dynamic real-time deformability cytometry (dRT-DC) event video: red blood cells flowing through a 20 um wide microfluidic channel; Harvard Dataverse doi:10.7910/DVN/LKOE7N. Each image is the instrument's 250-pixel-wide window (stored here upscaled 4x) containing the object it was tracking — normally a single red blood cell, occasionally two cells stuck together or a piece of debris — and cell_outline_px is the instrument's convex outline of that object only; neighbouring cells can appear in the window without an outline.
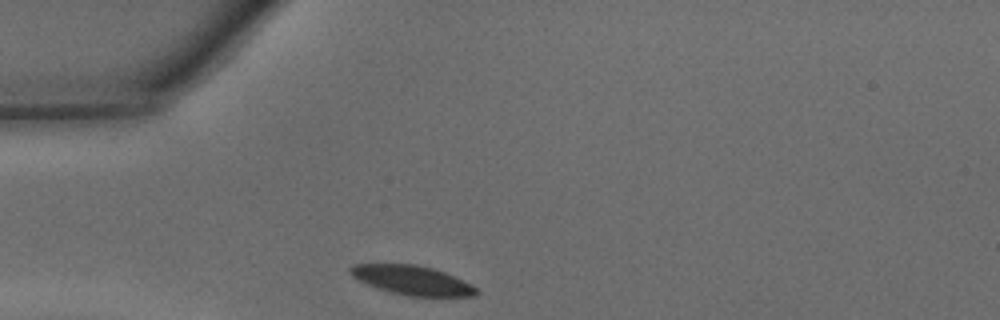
{"species": "common noctule bat (a hibernating species)", "species_latin": "Nyctalus noctula", "temperature_condition": "warm", "stored_images_in_passage": 25, "camera_frame_rate_fps": 3000, "um_per_image_px": 0.085, "animal": {"sex": "male", "body_mass_g": 15.6}, "frame": {"image": 1, "passage_image": 1, "time_ms": 0.0, "image_size_px": [1000, 320], "cell_outline_px": [[480, 292], [476, 296], [408, 296], [376, 288], [352, 276], [348, 272], [348, 268], [356, 264], [416, 264], [432, 268], [444, 272], [464, 280], [472, 284]], "centroid_in_image_um": [35.05, 23.82], "position_along_channel_um": 49.9, "area_um2": 21.44}}
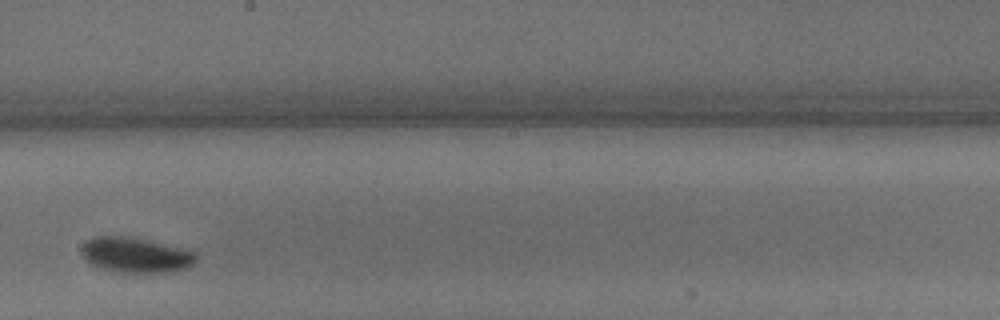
{"frame": {"image": 2, "passage_image": 15, "time_ms": 4.667, "image_size_px": [1000, 320], "cell_outline_px": [[200, 256], [188, 268], [168, 272], [120, 272], [104, 268], [92, 264], [80, 252], [80, 248], [88, 240], [96, 236], [120, 236], [144, 240], [184, 248], [196, 252]], "centroid_in_image_um": [11.59, 21.68], "position_along_channel_um": 236.6, "area_um2": 23.12}}
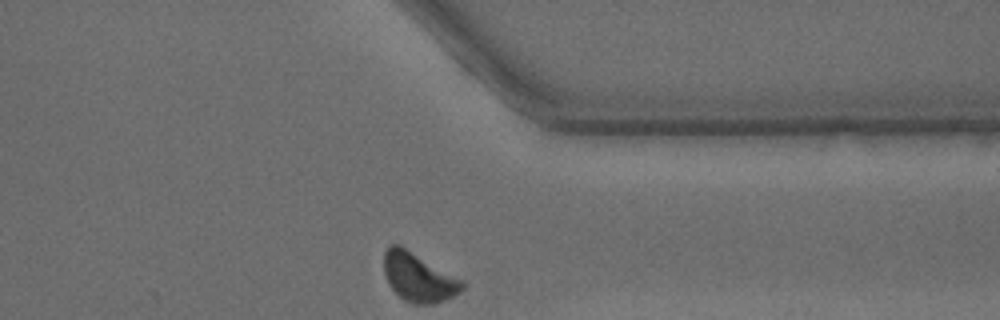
{"frame": {"image": 3, "passage_image": 25, "time_ms": 8.0, "image_size_px": [1000, 320], "cell_outline_px": [[464, 288], [460, 292], [436, 304], [412, 304], [404, 300], [388, 284], [384, 276], [384, 252], [392, 244], [400, 244], [464, 280]], "centroid_in_image_um": [35.58, 23.56], "position_along_channel_um": 375.8, "area_um2": 22.48}, "authors_computed_cell_mechanics": {"area_um2": 23.12, "velocity_mm_per_s": 4.2829, "shape_relaxation_time_tau1_ms": 3.2868, "shape_relaxation_time_tau2_ms": null, "deformation_change_tau1": 0.119, "deformation_change_tau2": null}}